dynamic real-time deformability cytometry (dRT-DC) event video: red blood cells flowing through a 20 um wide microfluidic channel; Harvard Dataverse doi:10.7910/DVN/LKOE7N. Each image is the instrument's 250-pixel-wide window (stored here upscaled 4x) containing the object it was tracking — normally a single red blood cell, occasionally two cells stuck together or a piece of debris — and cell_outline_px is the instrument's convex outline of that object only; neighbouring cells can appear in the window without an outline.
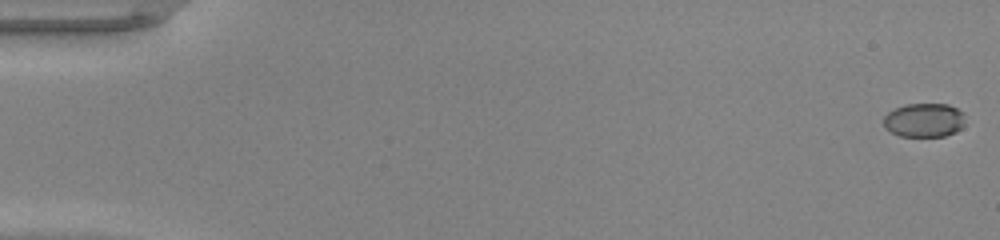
{"species": "common noctule bat (a hibernating species)", "species_latin": "Nyctalus noctula", "temperature_condition": "warm", "stored_images_in_passage": 49, "camera_frame_rate_fps": 3000, "um_per_image_px": 0.085, "animal": {"sex": "male", "body_mass_g": 20.0, "forearm_length_mm": 53.3}, "frame": {"image": 1, "passage_image": 1, "time_ms": 0.0, "image_size_px": [1000, 240], "cell_outline_px": [[964, 124], [956, 132], [944, 136], [900, 136], [884, 128], [884, 116], [888, 112], [904, 104], [948, 104], [964, 112]], "centroid_in_image_um": [78.56, 10.21], "position_along_channel_um": 6.4, "area_um2": 16.18}}
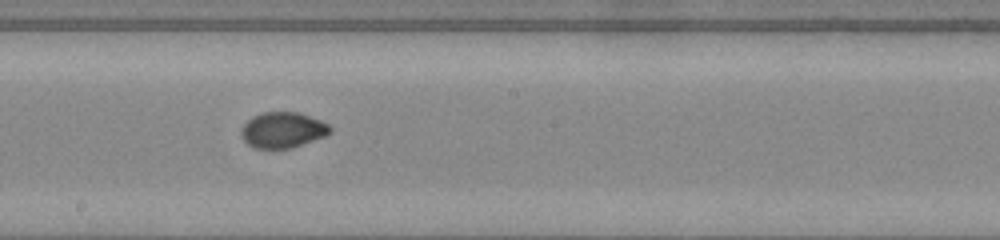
{"frame": {"image": 2, "passage_image": 28, "time_ms": 9.0, "image_size_px": [1000, 240], "cell_outline_px": [[332, 132], [324, 136], [292, 148], [252, 148], [240, 136], [240, 128], [252, 116], [264, 112], [296, 112], [320, 120], [328, 124], [332, 128]], "centroid_in_image_um": [24.0, 11.05], "position_along_channel_um": 224.2, "area_um2": 18.5}}
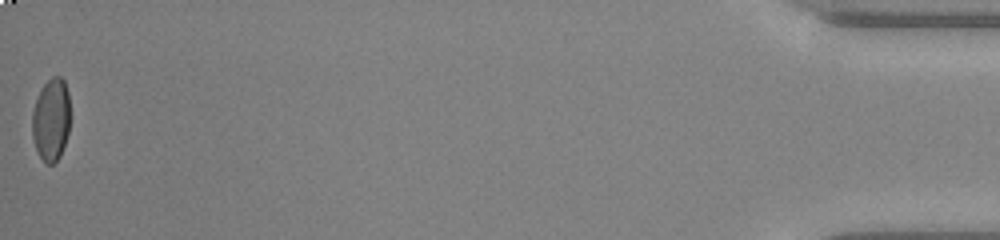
{"frame": {"image": 3, "passage_image": 49, "time_ms": 16.0, "image_size_px": [1000, 240], "cell_outline_px": [[68, 132], [60, 156], [52, 164], [48, 164], [40, 156], [36, 148], [32, 136], [32, 112], [40, 88], [52, 76], [60, 76], [64, 80], [68, 92]], "centroid_in_image_um": [4.32, 10.14], "position_along_channel_um": 430.9, "area_um2": 18.03}, "authors_computed_cell_mechanics": {"area_um2": 18.2648, "velocity_mm_per_s": 4.3086, "shape_relaxation_time_tau1_ms": 8.1881, "shape_relaxation_time_tau2_ms": null, "deformation_change_tau1": 0.2527, "deformation_change_tau2": null}}